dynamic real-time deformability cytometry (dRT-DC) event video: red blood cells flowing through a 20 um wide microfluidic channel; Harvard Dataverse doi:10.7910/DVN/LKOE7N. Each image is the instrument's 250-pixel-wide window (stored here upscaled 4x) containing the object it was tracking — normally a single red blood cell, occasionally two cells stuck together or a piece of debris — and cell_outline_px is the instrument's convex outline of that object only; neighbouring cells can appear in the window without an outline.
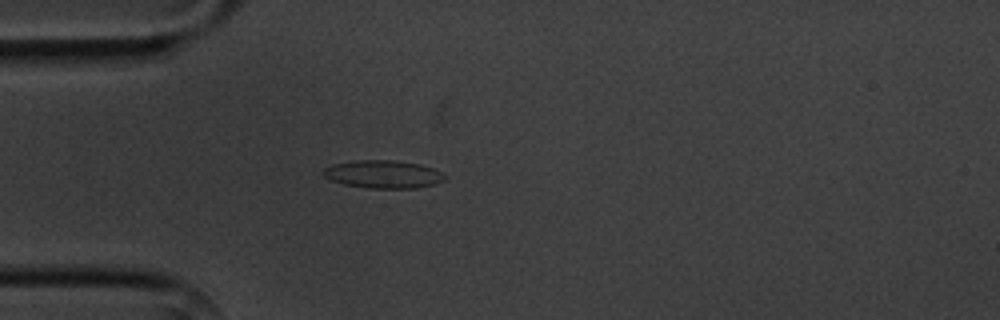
{"species": "common noctule bat (a hibernating species)", "species_latin": "Nyctalus noctula", "temperature_condition": "cold", "stored_images_in_passage": 5, "camera_frame_rate_fps": 3000, "um_per_image_px": 0.085, "animal": {"sex": "male", "body_mass_g": 20.1, "forearm_length_mm": 53.5}, "frame": {"image": 1, "passage_image": 5, "time_ms": 4.667, "image_size_px": [1000, 320], "cell_outline_px": [[448, 176], [444, 180], [436, 184], [416, 188], [368, 188], [344, 184], [332, 180], [324, 176], [320, 172], [324, 168], [332, 164], [356, 160], [396, 160], [420, 164], [432, 168]], "centroid_in_image_um": [32.57, 14.81], "position_along_channel_um": 52.4, "area_um2": 19.88}}